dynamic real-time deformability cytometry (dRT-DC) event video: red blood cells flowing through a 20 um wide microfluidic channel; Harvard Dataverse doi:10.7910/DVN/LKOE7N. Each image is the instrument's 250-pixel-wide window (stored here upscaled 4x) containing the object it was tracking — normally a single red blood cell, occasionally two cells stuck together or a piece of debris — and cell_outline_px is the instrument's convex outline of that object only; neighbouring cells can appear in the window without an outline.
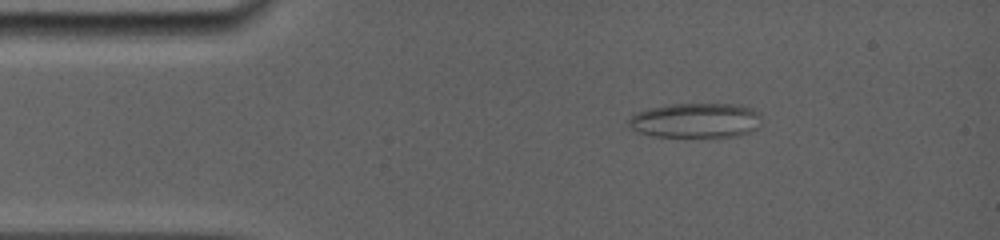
{"species": "common noctule bat (a hibernating species)", "species_latin": "Nyctalus noctula", "temperature_condition": "room temperature", "stored_images_in_passage": 88, "camera_frame_rate_fps": 5000, "um_per_image_px": 0.085, "animal": {"sex": "female", "body_mass_g": 19.0, "forearm_length_mm": 56.7}, "frame": {"image": 1, "passage_image": 13, "time_ms": 2.4, "image_size_px": [1000, 240], "cell_outline_px": [[760, 116], [756, 128], [752, 132], [736, 136], [652, 136], [636, 132], [628, 124], [628, 120], [636, 112], [648, 108], [672, 104], [736, 104], [748, 108], [756, 112]], "centroid_in_image_um": [59.08, 10.23], "position_along_channel_um": 25.9, "area_um2": 26.65}}
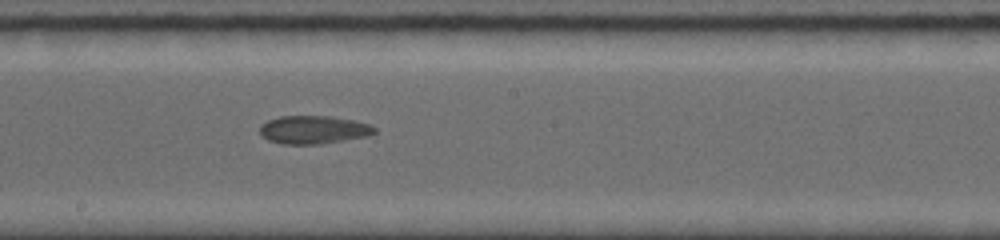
{"frame": {"image": 2, "passage_image": 49, "time_ms": 8.8, "image_size_px": [1000, 240], "cell_outline_px": [[376, 132], [364, 136], [344, 140], [320, 144], [284, 144], [268, 140], [260, 132], [260, 124], [268, 120], [280, 116], [332, 116], [372, 124], [376, 128]], "centroid_in_image_um": [26.65, 11.02], "position_along_channel_um": 221.6, "area_um2": 18.73}}
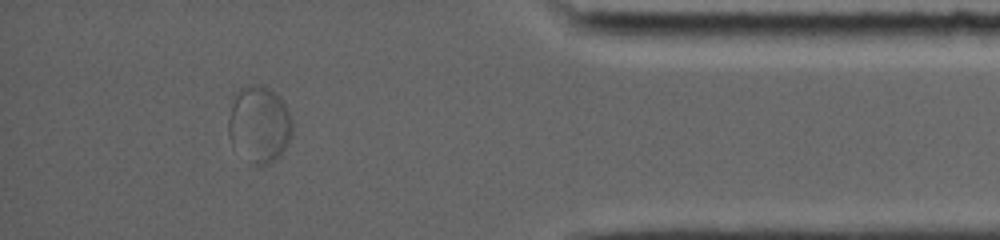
{"frame": {"image": 3, "passage_image": 79, "time_ms": 14.4, "image_size_px": [1000, 240], "cell_outline_px": [[292, 136], [288, 144], [280, 156], [272, 164], [256, 164], [232, 144], [228, 136], [228, 120], [232, 104], [236, 92], [240, 88], [248, 84], [260, 84], [276, 92], [280, 96], [292, 120]], "centroid_in_image_um": [22.06, 10.53], "position_along_channel_um": 413.1, "area_um2": 28.5}}